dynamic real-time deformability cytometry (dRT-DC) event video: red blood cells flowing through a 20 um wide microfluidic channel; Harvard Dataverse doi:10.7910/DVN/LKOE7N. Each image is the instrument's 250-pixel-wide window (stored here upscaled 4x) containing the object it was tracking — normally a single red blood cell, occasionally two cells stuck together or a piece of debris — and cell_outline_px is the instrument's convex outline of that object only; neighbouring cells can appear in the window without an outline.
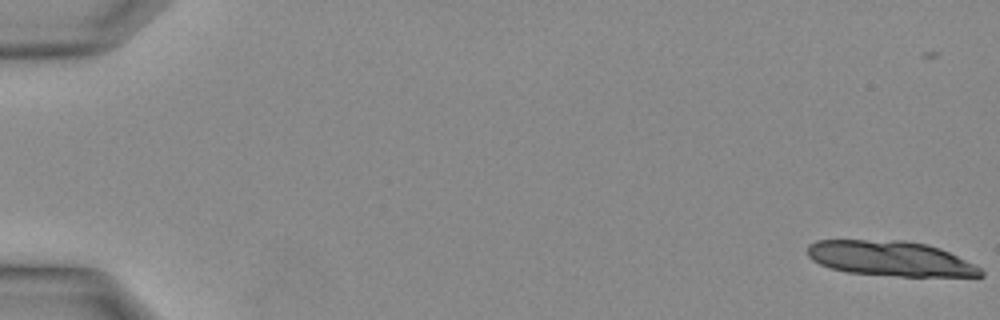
{"species": "Egyptian fruit bat (a non-hibernating species)", "species_latin": "Rousettus aegyptiacus", "temperature_condition": "warm", "stored_images_in_passage": 14, "camera_frame_rate_fps": 3000, "um_per_image_px": 0.085, "animal": {"sex": "female"}, "frame": {"image": 1, "passage_image": 1, "time_ms": 0.0, "image_size_px": [1000, 320], "cell_outline_px": [[984, 276], [900, 276], [848, 272], [832, 268], [820, 264], [812, 260], [808, 256], [808, 244], [816, 240], [904, 240], [924, 244], [940, 248], [980, 268], [984, 272]], "centroid_in_image_um": [75.64, 21.96], "position_along_channel_um": 9.4, "area_um2": 34.97}}